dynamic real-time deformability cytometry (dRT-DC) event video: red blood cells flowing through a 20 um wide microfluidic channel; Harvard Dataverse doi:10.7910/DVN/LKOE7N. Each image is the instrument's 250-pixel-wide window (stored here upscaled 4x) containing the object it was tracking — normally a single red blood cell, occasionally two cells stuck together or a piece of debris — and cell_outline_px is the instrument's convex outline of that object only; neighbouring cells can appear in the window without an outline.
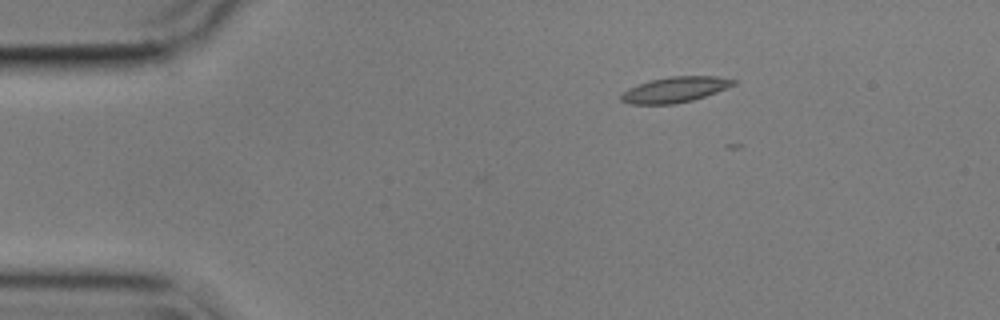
{"species": "common noctule bat (a hibernating species)", "species_latin": "Nyctalus noctula", "temperature_condition": "cold", "stored_images_in_passage": 3, "camera_frame_rate_fps": 3000, "um_per_image_px": 0.085, "animal": {"sex": "male", "body_mass_g": 17.9}, "frame": {"image": 1, "passage_image": 1, "time_ms": 0.0, "image_size_px": [1000, 320], "cell_outline_px": [[740, 80], [736, 84], [716, 92], [692, 100], [672, 104], [628, 104], [620, 100], [620, 96], [628, 88], [652, 80], [668, 76], [716, 76]], "centroid_in_image_um": [57.4, 7.61], "position_along_channel_um": 27.6, "area_um2": 16.65}}